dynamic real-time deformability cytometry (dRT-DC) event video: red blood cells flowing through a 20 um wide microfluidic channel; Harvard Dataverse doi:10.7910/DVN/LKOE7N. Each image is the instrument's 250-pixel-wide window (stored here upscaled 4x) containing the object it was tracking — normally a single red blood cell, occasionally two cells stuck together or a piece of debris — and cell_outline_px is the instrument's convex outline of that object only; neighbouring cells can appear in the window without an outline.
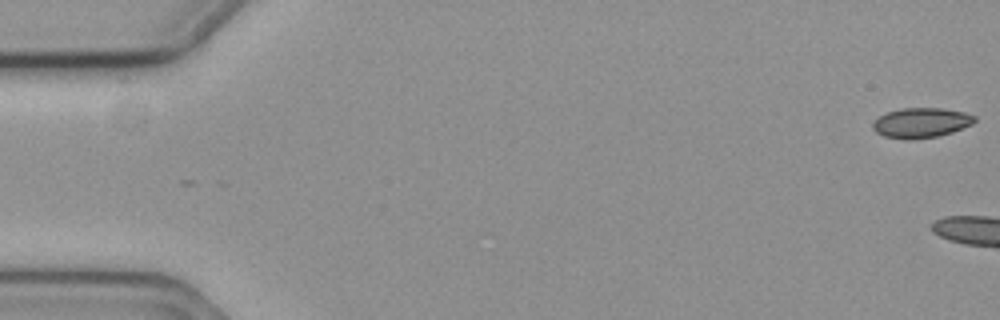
{"species": "common noctule bat (a hibernating species)", "species_latin": "Nyctalus noctula", "temperature_condition": "cold", "stored_images_in_passage": 10, "camera_frame_rate_fps": 3000, "um_per_image_px": 0.085, "animal": {"sex": "female", "body_mass_g": 19.3, "forearm_length_mm": 54.1}, "frame": {"image": 1, "passage_image": 1, "time_ms": 0.0, "image_size_px": [1000, 320], "cell_outline_px": [[976, 120], [972, 124], [952, 132], [936, 136], [912, 140], [904, 140], [884, 136], [876, 132], [872, 128], [872, 124], [880, 116], [888, 112], [904, 108], [940, 108], [964, 112], [976, 116]], "centroid_in_image_um": [78.3, 10.44], "position_along_channel_um": 6.7, "area_um2": 17.69}}